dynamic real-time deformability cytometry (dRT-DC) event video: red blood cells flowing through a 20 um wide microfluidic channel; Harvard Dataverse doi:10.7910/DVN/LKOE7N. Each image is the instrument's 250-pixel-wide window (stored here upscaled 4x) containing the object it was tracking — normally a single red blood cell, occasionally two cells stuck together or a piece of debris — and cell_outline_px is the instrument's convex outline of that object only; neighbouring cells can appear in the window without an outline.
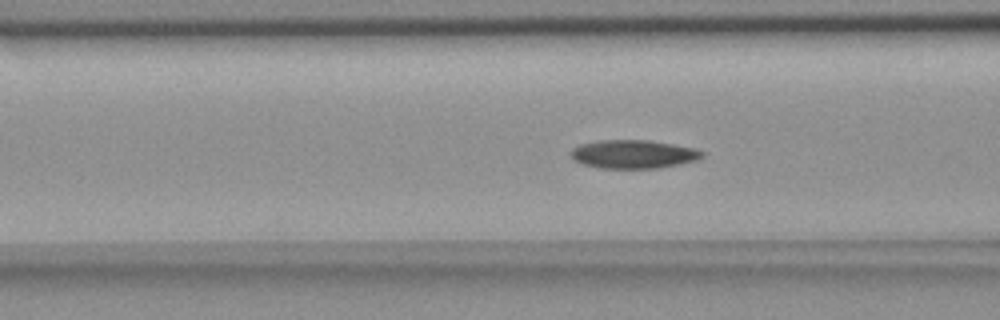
{"species": "common noctule bat (a hibernating species)", "species_latin": "Nyctalus noctula", "temperature_condition": "room temperature", "stored_images_in_passage": 44, "camera_frame_rate_fps": 3000, "um_per_image_px": 0.085, "animal": {"sex": "female", "body_mass_g": 18.4}, "frame": {"image": 1, "passage_image": 18, "time_ms": 5.667, "image_size_px": [1000, 320], "cell_outline_px": [[704, 156], [696, 160], [680, 164], [660, 168], [600, 168], [584, 164], [572, 160], [568, 152], [572, 148], [580, 144], [596, 140], [648, 140], [696, 148], [704, 152]], "centroid_in_image_um": [53.8, 13.1], "position_along_channel_um": 112.8, "area_um2": 22.02}}
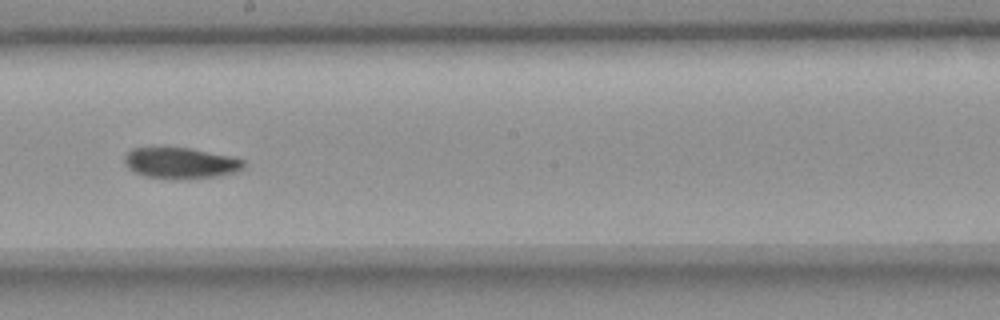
{"frame": {"image": 2, "passage_image": 28, "time_ms": 9.0, "image_size_px": [1000, 320], "cell_outline_px": [[244, 168], [236, 172], [216, 176], [176, 180], [148, 176], [136, 172], [128, 168], [124, 160], [124, 156], [132, 148], [188, 148], [228, 156], [244, 160]], "centroid_in_image_um": [15.35, 13.87], "position_along_channel_um": 232.9, "area_um2": 21.21}}
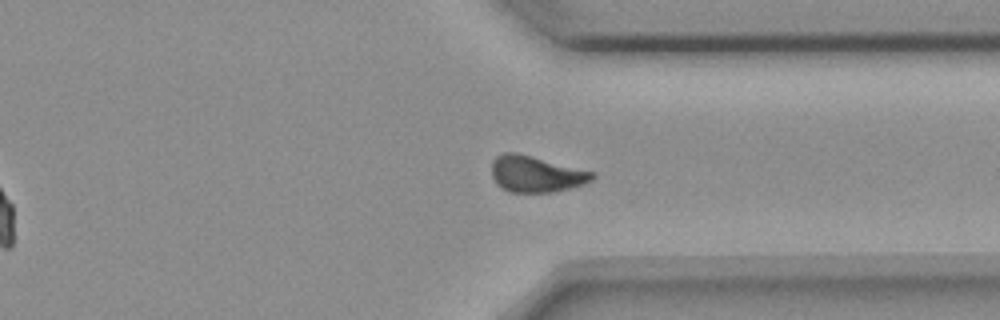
{"frame": {"image": 3, "passage_image": 39, "time_ms": 12.667, "image_size_px": [1000, 320], "cell_outline_px": [[596, 176], [592, 180], [584, 184], [572, 188], [552, 192], [508, 192], [496, 184], [492, 176], [492, 160], [496, 156], [504, 152], [516, 152], [596, 172]], "centroid_in_image_um": [45.57, 14.79], "position_along_channel_um": 365.8, "area_um2": 21.5}, "authors_computed_cell_mechanics": {"area_um2": 21.8195, "velocity_mm_per_s": 3.6186, "shape_relaxation_time_tau1_ms": 10.8431, "shape_relaxation_time_tau2_ms": 10.1251, "deformation_change_tau1": 0.185, "deformation_change_tau2": 0.1233}}